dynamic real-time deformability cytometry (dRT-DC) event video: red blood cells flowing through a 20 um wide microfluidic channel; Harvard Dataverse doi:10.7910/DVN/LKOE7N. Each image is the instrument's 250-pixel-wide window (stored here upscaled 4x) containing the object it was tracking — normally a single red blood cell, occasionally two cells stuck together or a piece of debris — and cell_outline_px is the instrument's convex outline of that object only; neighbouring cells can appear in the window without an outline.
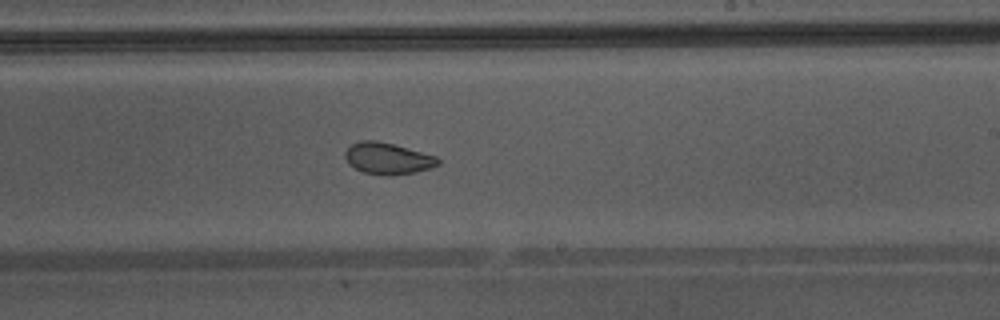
{"species": "Egyptian fruit bat (a non-hibernating species)", "species_latin": "Rousettus aegyptiacus", "temperature_condition": "warm", "stored_images_in_passage": 32, "camera_frame_rate_fps": 3000, "um_per_image_px": 0.085, "animal": {"sex": "male"}, "frame": {"image": 1, "passage_image": 14, "time_ms": 4.333, "image_size_px": [1000, 320], "cell_outline_px": [[440, 164], [432, 168], [416, 172], [388, 176], [364, 172], [348, 164], [344, 156], [344, 152], [352, 144], [360, 140], [376, 140], [392, 144], [436, 156], [440, 160]], "centroid_in_image_um": [32.96, 13.47], "position_along_channel_um": 256.0, "area_um2": 17.05}, "authors_computed_cell_mechanics": {"area_um2": 17.8024, "velocity_mm_per_s": 4.331, "shape_relaxation_time_tau1_ms": null, "shape_relaxation_time_tau2_ms": 1.0276, "deformation_change_tau1": null, "deformation_change_tau2": 0.0586}}